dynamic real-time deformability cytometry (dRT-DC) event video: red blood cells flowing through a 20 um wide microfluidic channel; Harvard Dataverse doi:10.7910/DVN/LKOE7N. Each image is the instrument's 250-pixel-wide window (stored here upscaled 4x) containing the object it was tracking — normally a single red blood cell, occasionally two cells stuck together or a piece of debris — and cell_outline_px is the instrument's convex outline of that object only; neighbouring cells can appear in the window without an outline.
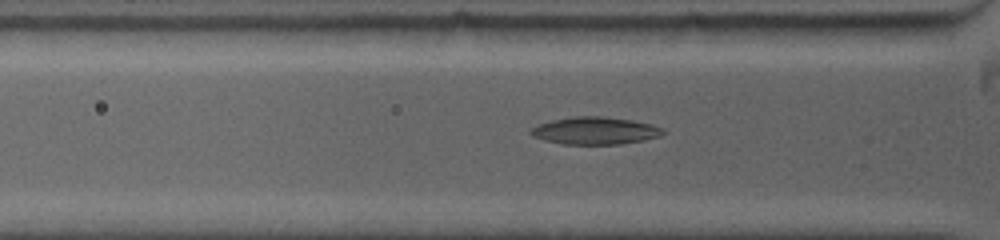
{"species": "common noctule bat (a hibernating species)", "species_latin": "Nyctalus noctula", "temperature_condition": "warm", "stored_images_in_passage": 19, "camera_frame_rate_fps": 5000, "um_per_image_px": 0.085, "animal": {"sex": "female", "body_mass_g": 19.0, "forearm_length_mm": 53.3}, "frame": {"image": 1, "passage_image": 12, "time_ms": 2.8, "image_size_px": [1000, 240], "cell_outline_px": [[664, 132], [660, 136], [644, 140], [620, 144], [560, 144], [544, 140], [532, 136], [528, 132], [532, 128], [540, 124], [552, 120], [572, 116], [604, 116], [632, 120], [652, 124], [664, 128]], "centroid_in_image_um": [50.58, 11.11], "position_along_channel_um": 75.2, "area_um2": 21.21}}
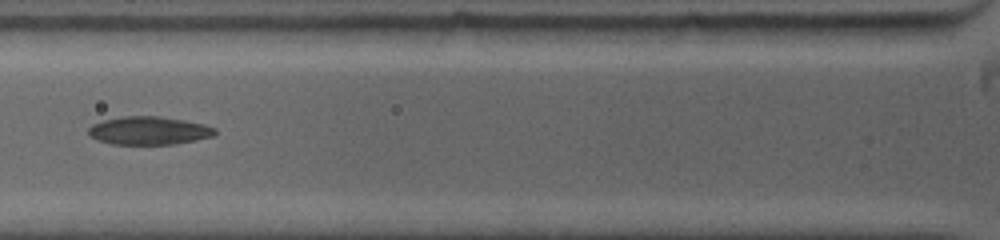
{"frame": {"image": 2, "passage_image": 16, "time_ms": 3.8, "image_size_px": [1000, 240], "cell_outline_px": [[216, 132], [212, 136], [196, 140], [176, 144], [112, 144], [96, 140], [88, 136], [88, 128], [92, 124], [104, 120], [124, 116], [160, 116], [184, 120], [204, 124], [216, 128]], "centroid_in_image_um": [12.63, 11.1], "position_along_channel_um": 113.2, "area_um2": 20.87}}
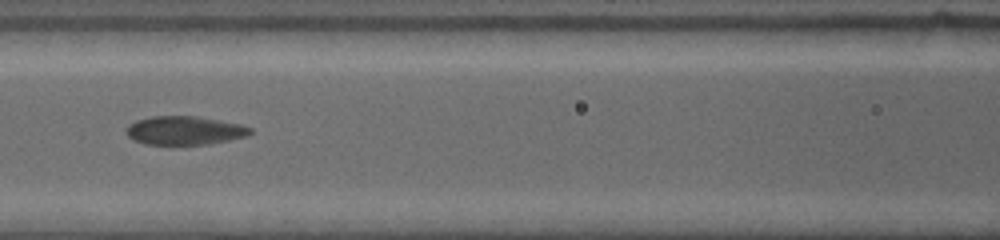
{"frame": {"image": 3, "passage_image": 18, "time_ms": 4.8, "image_size_px": [1000, 240], "cell_outline_px": [[252, 132], [248, 136], [208, 144], [144, 144], [132, 140], [124, 132], [124, 128], [128, 124], [136, 120], [152, 116], [196, 116], [240, 124], [252, 128]], "centroid_in_image_um": [15.63, 11.09], "position_along_channel_um": 151.0, "area_um2": 20.81}}